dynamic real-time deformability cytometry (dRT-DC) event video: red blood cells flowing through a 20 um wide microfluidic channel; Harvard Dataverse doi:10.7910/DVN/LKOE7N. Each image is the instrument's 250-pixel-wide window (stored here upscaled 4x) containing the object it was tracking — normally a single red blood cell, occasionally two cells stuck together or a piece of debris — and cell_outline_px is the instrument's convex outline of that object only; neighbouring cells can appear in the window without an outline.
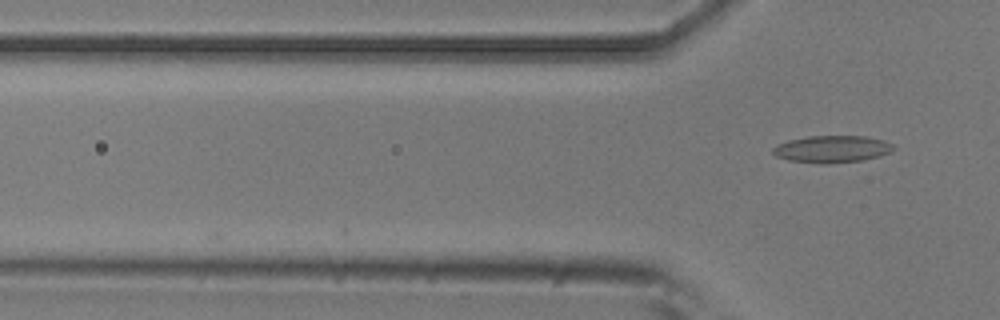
{"species": "common noctule bat (a hibernating species)", "species_latin": "Nyctalus noctula", "temperature_condition": "room temperature", "stored_images_in_passage": 2, "camera_frame_rate_fps": 3000, "um_per_image_px": 0.085, "animal": {"sex": "male", "body_mass_g": 20.5, "forearm_length_mm": 52.5}, "frame": {"image": 1, "passage_image": 2, "time_ms": 0.333, "image_size_px": [1000, 320], "cell_outline_px": [[896, 148], [880, 156], [860, 160], [832, 164], [820, 164], [788, 160], [776, 156], [772, 152], [772, 148], [776, 144], [788, 140], [808, 136], [864, 136], [884, 140], [892, 144]], "centroid_in_image_um": [70.68, 12.67], "position_along_channel_um": 55.1, "area_um2": 19.13}}